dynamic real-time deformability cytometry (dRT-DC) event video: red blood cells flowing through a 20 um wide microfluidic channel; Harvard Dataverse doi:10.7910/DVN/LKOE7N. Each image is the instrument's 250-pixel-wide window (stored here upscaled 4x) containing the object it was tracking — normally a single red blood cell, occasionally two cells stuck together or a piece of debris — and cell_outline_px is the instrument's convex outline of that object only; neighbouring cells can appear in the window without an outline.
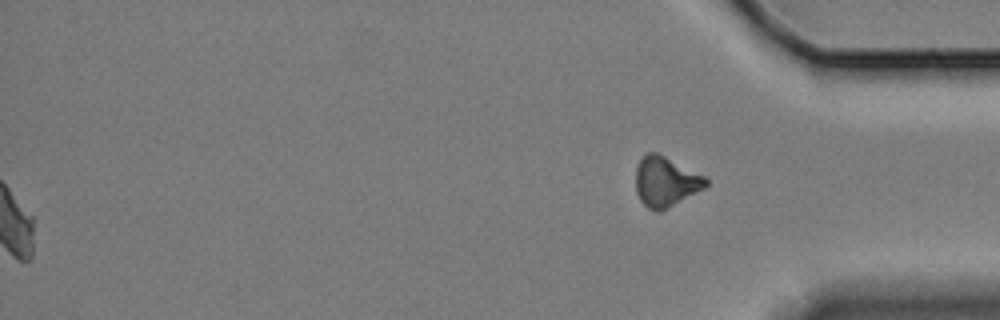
{"species": "Egyptian fruit bat (a non-hibernating species)", "species_latin": "Rousettus aegyptiacus", "temperature_condition": "cold", "stored_images_in_passage": 62, "segment_of_instrument_passage": [2, 2], "camera_frame_rate_fps": 3000, "um_per_image_px": 0.085, "animal": {"sex": "female"}, "frame": {"image": 1, "passage_image": 62, "time_ms": 20.333, "image_size_px": [1000, 320], "cell_outline_px": [[708, 184], [704, 188], [660, 212], [656, 212], [648, 208], [640, 200], [636, 192], [636, 164], [644, 152], [656, 152], [704, 176], [708, 180]], "centroid_in_image_um": [56.53, 15.43], "position_along_channel_um": 378.7, "area_um2": 20.35}}